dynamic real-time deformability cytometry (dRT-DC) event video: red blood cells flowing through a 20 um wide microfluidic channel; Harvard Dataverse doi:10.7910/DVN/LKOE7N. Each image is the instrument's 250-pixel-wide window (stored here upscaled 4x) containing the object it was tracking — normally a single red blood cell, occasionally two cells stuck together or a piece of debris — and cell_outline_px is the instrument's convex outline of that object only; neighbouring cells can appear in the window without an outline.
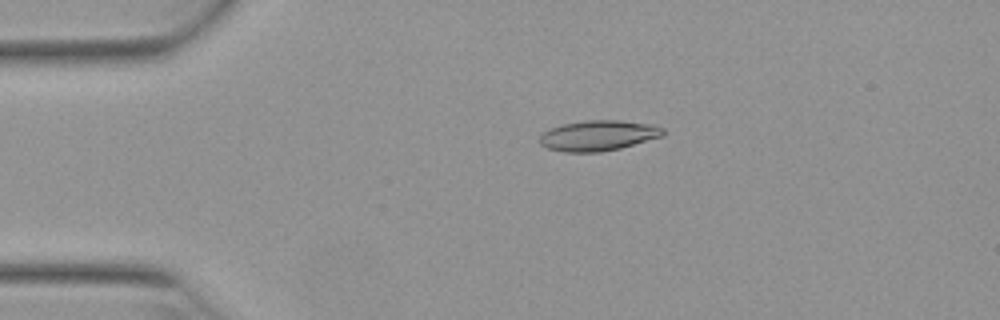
{"species": "Egyptian fruit bat (a non-hibernating species)", "species_latin": "Rousettus aegyptiacus", "temperature_condition": "warm", "stored_images_in_passage": 48, "camera_frame_rate_fps": 3000, "um_per_image_px": 0.085, "animal": {"sex": "female"}, "frame": {"image": 1, "passage_image": 7, "time_ms": 2.0, "image_size_px": [1000, 320], "cell_outline_px": [[664, 136], [620, 148], [600, 152], [564, 152], [548, 148], [540, 144], [540, 136], [544, 132], [552, 128], [564, 124], [588, 120], [620, 120], [652, 124], [664, 128]], "centroid_in_image_um": [50.89, 11.52], "position_along_channel_um": 34.1, "area_um2": 21.79}}
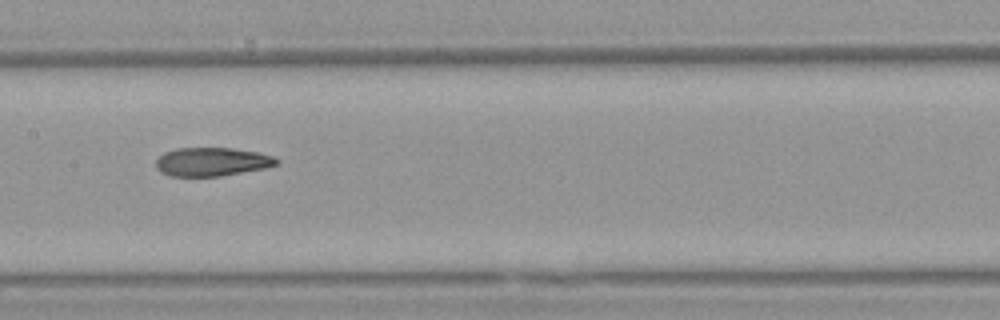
{"frame": {"image": 2, "passage_image": 22, "time_ms": 7.0, "image_size_px": [1000, 320], "cell_outline_px": [[280, 164], [264, 168], [220, 176], [168, 176], [160, 172], [156, 168], [156, 160], [164, 152], [176, 148], [232, 148], [256, 152], [272, 156], [280, 160]], "centroid_in_image_um": [17.99, 13.75], "position_along_channel_um": 189.4, "area_um2": 20.11}}
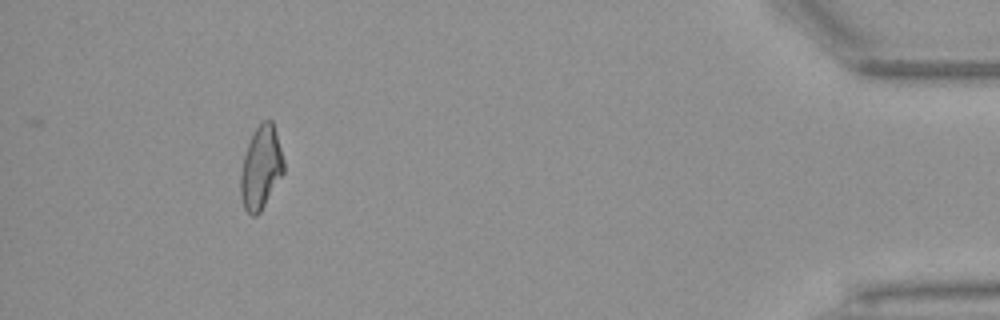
{"frame": {"image": 3, "passage_image": 44, "time_ms": 14.333, "image_size_px": [1000, 320], "cell_outline_px": [[284, 172], [260, 212], [256, 216], [252, 216], [244, 208], [240, 196], [240, 176], [244, 156], [248, 144], [260, 120], [272, 120], [276, 132], [284, 160]], "centroid_in_image_um": [22.18, 14.25], "position_along_channel_um": 413.0, "area_um2": 20.75}, "authors_computed_cell_mechanics": {"area_um2": 20.9236, "velocity_mm_per_s": 3.9386, "shape_relaxation_time_tau1_ms": null, "shape_relaxation_time_tau2_ms": 2.2496, "deformation_change_tau1": null, "deformation_change_tau2": 0.1034}}